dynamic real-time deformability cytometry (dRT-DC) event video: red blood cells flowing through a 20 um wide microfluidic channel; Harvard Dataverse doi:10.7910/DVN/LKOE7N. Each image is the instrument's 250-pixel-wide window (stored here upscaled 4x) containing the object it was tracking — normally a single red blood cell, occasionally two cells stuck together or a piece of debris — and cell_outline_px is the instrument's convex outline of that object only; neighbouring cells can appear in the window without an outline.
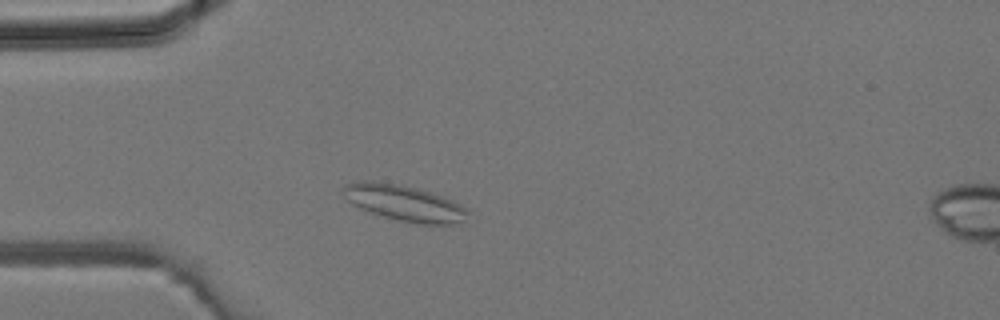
{"species": "common noctule bat (a hibernating species)", "species_latin": "Nyctalus noctula", "temperature_condition": "room temperature", "stored_images_in_passage": 4, "camera_frame_rate_fps": 3000, "um_per_image_px": 0.085, "animal": {"sex": "male", "body_mass_g": 19.2, "forearm_length_mm": 51.8}, "frame": {"image": 1, "passage_image": 3, "time_ms": 0.667, "image_size_px": [1000, 320], "cell_outline_px": [[472, 212], [460, 220], [452, 224], [416, 224], [384, 216], [360, 208], [352, 204], [340, 192], [340, 188], [344, 184], [360, 180], [372, 180], [400, 184], [416, 188], [440, 196], [460, 204], [468, 208]], "centroid_in_image_um": [34.29, 17.23], "position_along_channel_um": 50.7, "area_um2": 26.01}}